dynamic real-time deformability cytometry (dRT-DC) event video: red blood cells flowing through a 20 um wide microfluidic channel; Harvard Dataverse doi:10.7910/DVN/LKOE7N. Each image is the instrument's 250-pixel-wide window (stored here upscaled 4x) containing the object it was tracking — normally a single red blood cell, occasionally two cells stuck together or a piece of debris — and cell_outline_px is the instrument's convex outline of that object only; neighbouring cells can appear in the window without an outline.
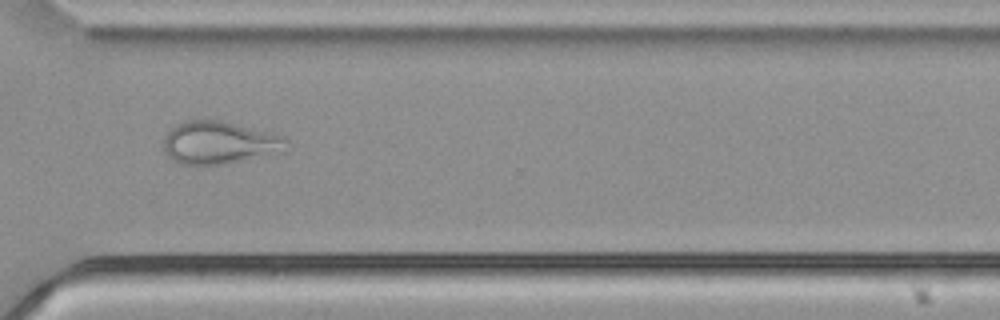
{"species": "common noctule bat (a hibernating species)", "species_latin": "Nyctalus noctula", "temperature_condition": "cold", "stored_images_in_passage": 54, "camera_frame_rate_fps": 3000, "um_per_image_px": 0.085, "animal": {"sex": "male", "body_mass_g": 21.5, "forearm_length_mm": 52.0}, "frame": {"image": 1, "passage_image": 40, "time_ms": 13.0, "image_size_px": [1000, 320], "cell_outline_px": [[288, 140], [284, 152], [224, 164], [180, 164], [172, 160], [168, 156], [164, 148], [164, 140], [168, 132], [176, 124], [188, 120], [220, 120], [284, 136]], "centroid_in_image_um": [18.65, 12.13], "position_along_channel_um": 351.9, "area_um2": 30.35}}
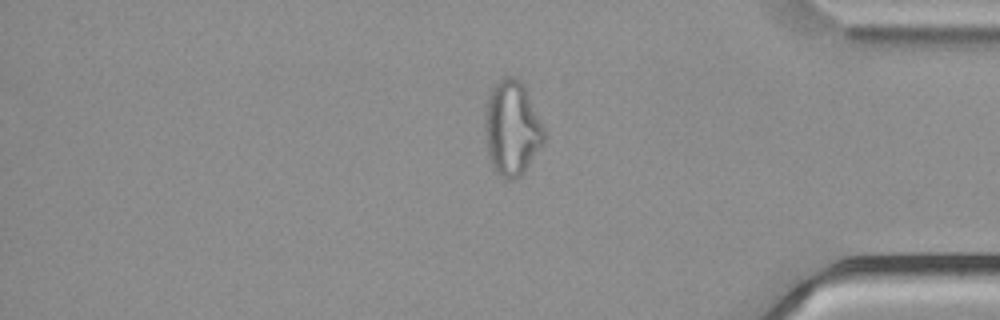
{"frame": {"image": 2, "passage_image": 45, "time_ms": 14.667, "image_size_px": [1000, 320], "cell_outline_px": [[544, 140], [540, 148], [524, 172], [520, 176], [512, 180], [508, 180], [500, 176], [492, 168], [488, 156], [484, 128], [484, 116], [488, 96], [496, 80], [504, 76], [516, 76], [524, 84], [544, 128]], "centroid_in_image_um": [43.48, 10.88], "position_along_channel_um": 391.7, "area_um2": 33.0}}